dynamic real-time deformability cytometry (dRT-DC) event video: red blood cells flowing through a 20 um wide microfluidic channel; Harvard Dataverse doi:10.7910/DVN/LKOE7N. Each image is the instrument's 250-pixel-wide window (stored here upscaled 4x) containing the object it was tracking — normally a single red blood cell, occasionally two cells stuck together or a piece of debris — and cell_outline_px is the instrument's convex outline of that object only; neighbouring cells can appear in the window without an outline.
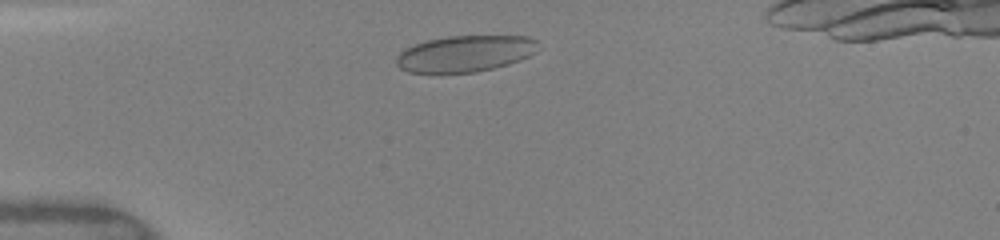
{"species": "human", "species_latin": "Homo sapiens", "temperature_condition": "warm", "stored_images_in_passage": 37, "camera_frame_rate_fps": 3000, "um_per_image_px": 0.085, "donor": {"sex": "female"}, "frame": {"image": 1, "passage_image": 1, "time_ms": 0.0, "image_size_px": [1000, 240], "cell_outline_px": [[536, 52], [520, 60], [508, 64], [476, 72], [408, 72], [400, 68], [396, 64], [396, 56], [404, 48], [428, 40], [448, 36], [528, 36], [536, 40]], "centroid_in_image_um": [39.52, 4.55], "position_along_channel_um": 45.5, "area_um2": 29.77}}
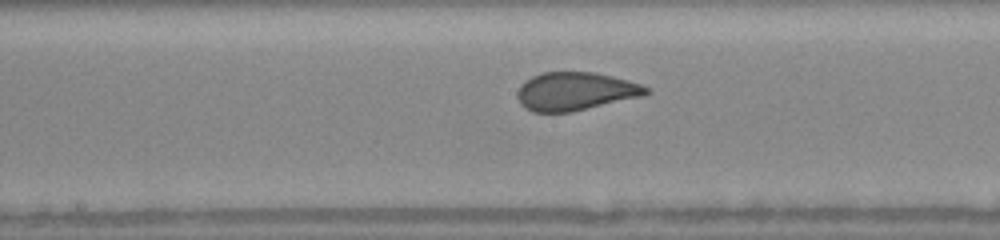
{"frame": {"image": 2, "passage_image": 14, "time_ms": 4.333, "image_size_px": [1000, 240], "cell_outline_px": [[652, 92], [644, 96], [572, 112], [532, 112], [524, 108], [520, 104], [516, 96], [516, 92], [520, 84], [524, 80], [532, 76], [544, 72], [592, 72], [612, 76], [644, 84], [652, 88]], "centroid_in_image_um": [48.93, 7.77], "position_along_channel_um": 199.3, "area_um2": 29.25}}
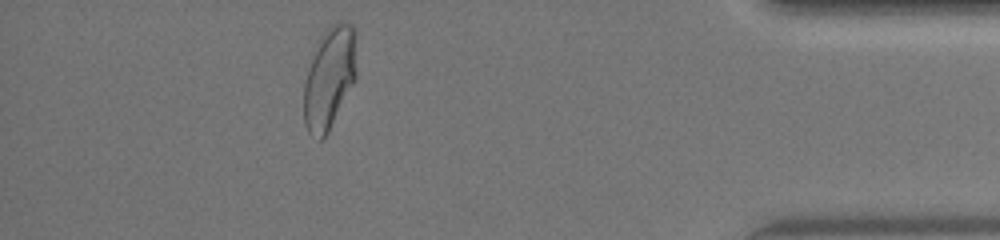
{"frame": {"image": 3, "passage_image": 32, "time_ms": 10.333, "image_size_px": [1000, 240], "cell_outline_px": [[356, 80], [324, 140], [320, 140], [308, 132], [304, 124], [304, 84], [316, 40], [336, 20], [352, 24], [356, 32]], "centroid_in_image_um": [28.01, 6.59], "position_along_channel_um": 407.2, "area_um2": 31.91}}